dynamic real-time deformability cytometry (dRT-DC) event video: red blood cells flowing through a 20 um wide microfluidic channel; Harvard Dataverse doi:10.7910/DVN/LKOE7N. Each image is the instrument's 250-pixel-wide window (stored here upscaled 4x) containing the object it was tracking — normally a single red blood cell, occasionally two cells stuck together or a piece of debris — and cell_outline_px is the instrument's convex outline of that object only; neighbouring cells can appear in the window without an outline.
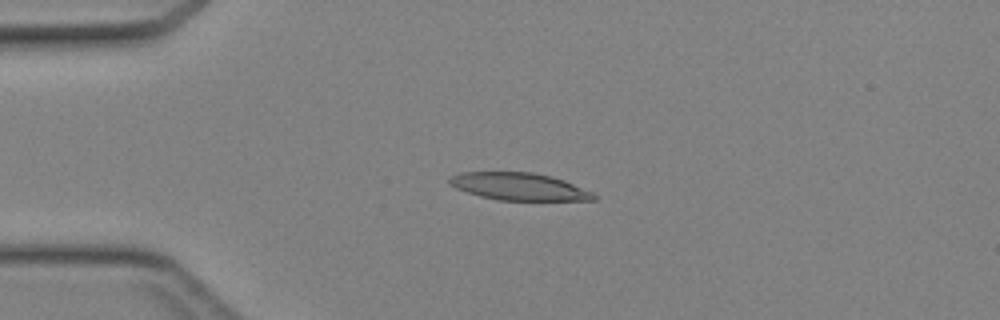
{"species": "Egyptian fruit bat (a non-hibernating species)", "species_latin": "Rousettus aegyptiacus", "temperature_condition": "cold", "stored_images_in_passage": 35, "camera_frame_rate_fps": 3000, "um_per_image_px": 0.085, "animal": {"sex": "female"}, "frame": {"image": 1, "passage_image": 1, "time_ms": 0.0, "image_size_px": [1000, 320], "cell_outline_px": [[596, 200], [496, 200], [480, 196], [456, 188], [448, 184], [448, 176], [460, 172], [532, 172], [552, 176], [564, 180], [592, 192], [596, 196]], "centroid_in_image_um": [44.07, 15.85], "position_along_channel_um": 40.9, "area_um2": 23.06}}
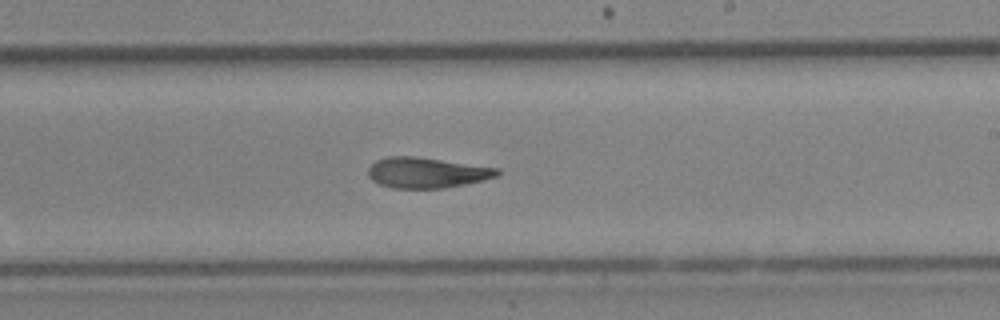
{"frame": {"image": 2, "passage_image": 17, "time_ms": 5.333, "image_size_px": [1000, 320], "cell_outline_px": [[500, 172], [496, 176], [464, 184], [444, 188], [392, 188], [380, 184], [372, 180], [368, 176], [368, 168], [376, 160], [388, 156], [416, 156], [500, 168]], "centroid_in_image_um": [36.24, 14.66], "position_along_channel_um": 252.8, "area_um2": 22.89}}
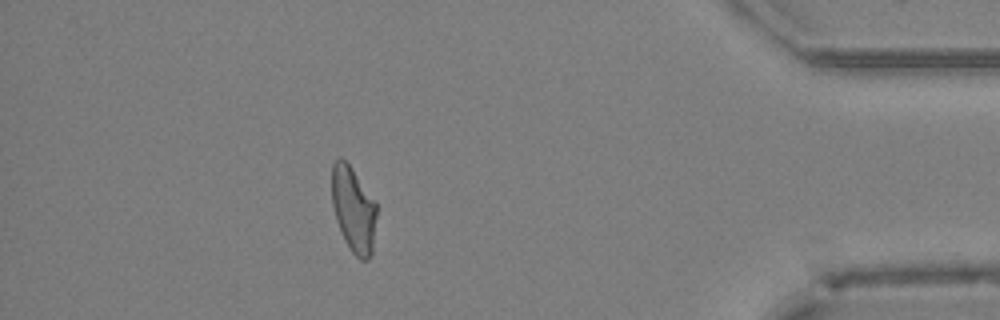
{"frame": {"image": 3, "passage_image": 30, "time_ms": 9.667, "image_size_px": [1000, 320], "cell_outline_px": [[376, 216], [372, 252], [368, 260], [360, 260], [352, 252], [344, 240], [336, 220], [332, 204], [332, 164], [340, 156], [352, 168], [376, 200]], "centroid_in_image_um": [30.05, 17.8], "position_along_channel_um": 405.2, "area_um2": 22.43}}